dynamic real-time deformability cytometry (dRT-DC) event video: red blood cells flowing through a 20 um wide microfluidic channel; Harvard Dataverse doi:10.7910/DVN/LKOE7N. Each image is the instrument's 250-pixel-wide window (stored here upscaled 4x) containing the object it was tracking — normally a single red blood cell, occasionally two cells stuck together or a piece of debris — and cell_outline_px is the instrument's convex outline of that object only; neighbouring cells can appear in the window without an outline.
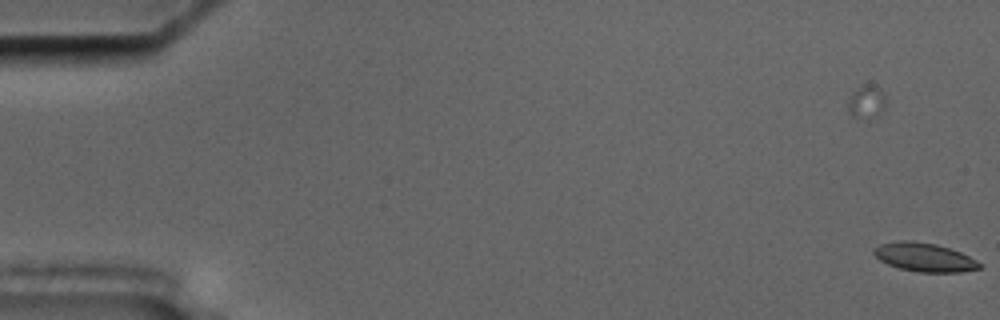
{"species": "common noctule bat (a hibernating species)", "species_latin": "Nyctalus noctula", "temperature_condition": "cold", "stored_images_in_passage": 57, "segment_of_instrument_passage": [1, 2], "camera_frame_rate_fps": 3000, "um_per_image_px": 0.085, "animal": {"sex": "male", "body_mass_g": 17.5, "forearm_length_mm": 52.3}, "frame": {"image": 1, "passage_image": 1, "time_ms": 0.0, "image_size_px": [1000, 320], "cell_outline_px": [[980, 268], [960, 272], [920, 272], [900, 268], [888, 264], [880, 260], [872, 252], [872, 248], [880, 244], [900, 240], [908, 240], [936, 244], [960, 252], [976, 260], [980, 264]], "centroid_in_image_um": [78.53, 21.86], "position_along_channel_um": 6.5, "area_um2": 17.46}}
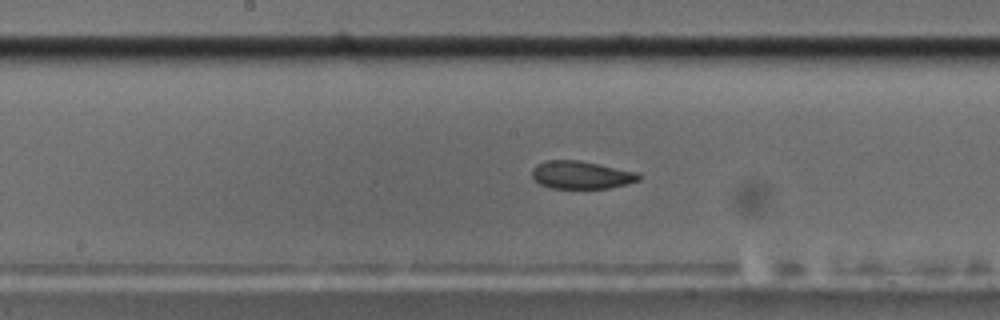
{"frame": {"image": 2, "passage_image": 30, "time_ms": 9.667, "image_size_px": [1000, 320], "cell_outline_px": [[640, 180], [608, 188], [552, 188], [540, 184], [532, 176], [532, 168], [536, 164], [544, 160], [580, 160], [640, 172]], "centroid_in_image_um": [49.4, 14.85], "position_along_channel_um": 198.8, "area_um2": 17.4}}
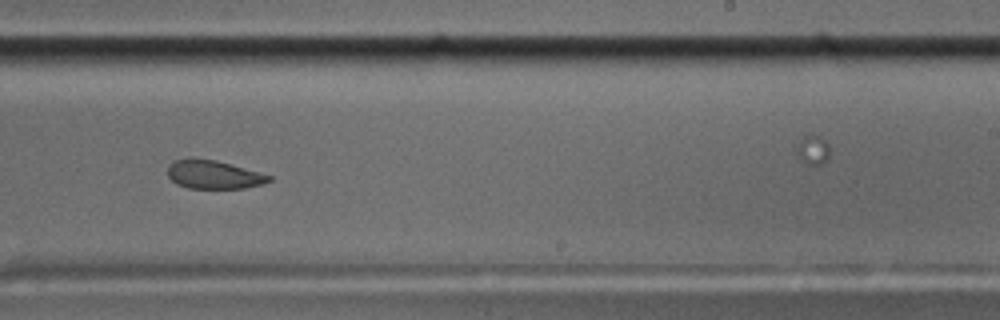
{"frame": {"image": 3, "passage_image": 36, "time_ms": 11.667, "image_size_px": [1000, 320], "cell_outline_px": [[272, 180], [264, 184], [244, 188], [188, 188], [176, 184], [168, 176], [168, 164], [176, 160], [192, 156], [216, 160], [272, 176]], "centroid_in_image_um": [18.12, 14.82], "position_along_channel_um": 270.9, "area_um2": 16.99}}